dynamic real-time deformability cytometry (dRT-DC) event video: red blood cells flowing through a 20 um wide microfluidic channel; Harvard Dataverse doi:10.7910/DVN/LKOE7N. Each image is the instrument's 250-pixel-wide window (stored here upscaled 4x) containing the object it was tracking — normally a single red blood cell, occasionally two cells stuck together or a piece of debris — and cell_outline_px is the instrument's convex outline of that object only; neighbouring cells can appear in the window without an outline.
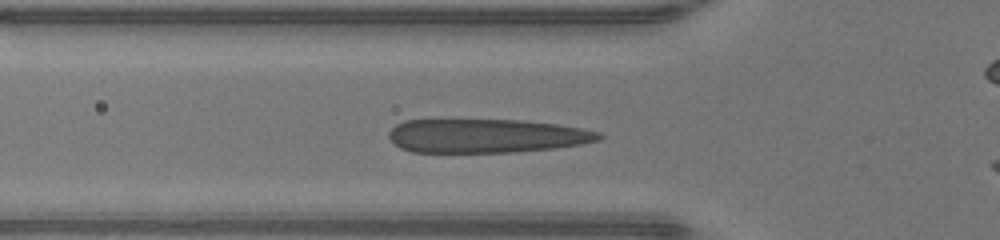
{"species": "human", "species_latin": "Homo sapiens", "temperature_condition": "warm", "stored_images_in_passage": 30, "camera_frame_rate_fps": 3000, "um_per_image_px": 0.085, "donor": {"sex": "male"}, "frame": {"image": 1, "passage_image": 7, "time_ms": 2.0, "image_size_px": [1000, 240], "cell_outline_px": [[604, 136], [600, 140], [580, 144], [552, 148], [512, 152], [412, 152], [400, 148], [388, 136], [388, 132], [396, 124], [404, 120], [436, 116], [524, 120], [556, 124], [580, 128], [600, 132]], "centroid_in_image_um": [41.22, 11.48], "position_along_channel_um": 84.6, "area_um2": 43.06}}
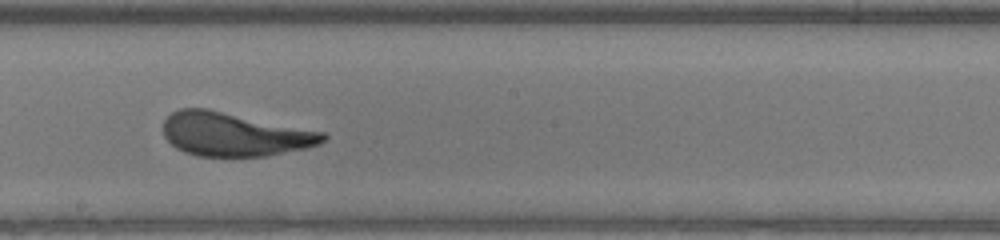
{"frame": {"image": 2, "passage_image": 17, "time_ms": 5.333, "image_size_px": [1000, 240], "cell_outline_px": [[328, 136], [320, 144], [304, 148], [264, 156], [196, 156], [184, 152], [176, 148], [164, 136], [164, 120], [172, 112], [180, 108], [208, 108], [324, 132]], "centroid_in_image_um": [19.89, 11.41], "position_along_channel_um": 228.3, "area_um2": 40.52}}
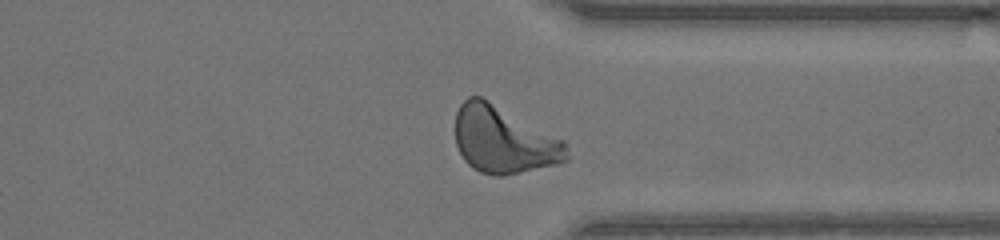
{"frame": {"image": 3, "passage_image": 27, "time_ms": 8.667, "image_size_px": [1000, 240], "cell_outline_px": [[568, 160], [556, 164], [500, 176], [496, 176], [480, 172], [472, 168], [464, 160], [456, 144], [456, 112], [460, 104], [468, 96], [480, 96], [564, 140], [568, 156]], "centroid_in_image_um": [42.79, 11.89], "position_along_channel_um": 368.6, "area_um2": 43.0}, "authors_computed_cell_mechanics": {"area_um2": 41.3559, "velocity_mm_per_s": 4.2759, "shape_relaxation_time_tau1_ms": 3.017, "shape_relaxation_time_tau2_ms": null, "deformation_change_tau1": 0.2162, "deformation_change_tau2": null}}